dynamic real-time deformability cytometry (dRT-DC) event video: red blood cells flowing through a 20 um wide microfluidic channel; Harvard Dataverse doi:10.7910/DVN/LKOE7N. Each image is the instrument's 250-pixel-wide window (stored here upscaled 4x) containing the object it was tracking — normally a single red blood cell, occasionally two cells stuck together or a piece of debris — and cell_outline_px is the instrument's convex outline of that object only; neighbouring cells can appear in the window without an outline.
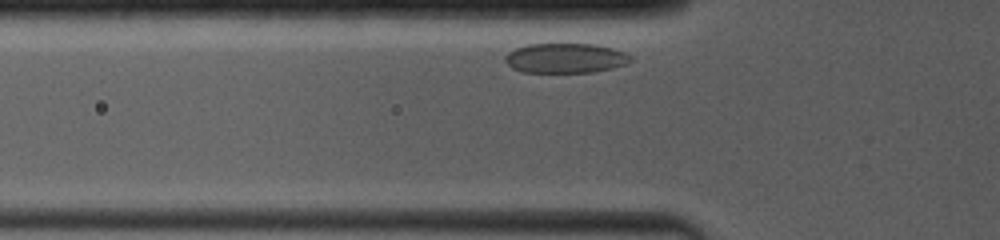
{"species": "common noctule bat (a hibernating species)", "species_latin": "Nyctalus noctula", "temperature_condition": "room temperature", "stored_images_in_passage": 29, "camera_frame_rate_fps": 4000, "um_per_image_px": 0.085, "animal": {"sex": "female", "body_mass_g": 19.0, "forearm_length_mm": 53.3}, "frame": {"image": 1, "passage_image": 2, "time_ms": 0.5, "image_size_px": [1000, 240], "cell_outline_px": [[632, 60], [628, 64], [612, 68], [592, 72], [524, 72], [512, 68], [504, 60], [504, 56], [508, 52], [516, 48], [528, 44], [596, 44], [612, 48], [624, 52], [632, 56]], "centroid_in_image_um": [48.08, 4.94], "position_along_channel_um": 77.7, "area_um2": 21.85}}
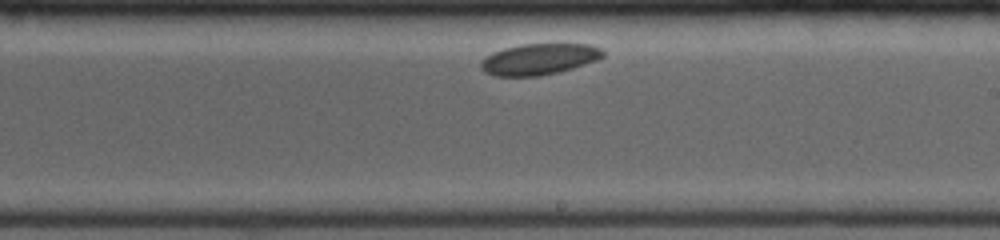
{"frame": {"image": 2, "passage_image": 16, "time_ms": 5.25, "image_size_px": [1000, 240], "cell_outline_px": [[604, 56], [596, 60], [572, 68], [540, 76], [492, 76], [484, 72], [480, 68], [480, 64], [492, 52], [504, 48], [520, 44], [588, 44], [600, 48], [604, 52]], "centroid_in_image_um": [45.79, 5.03], "position_along_channel_um": 243.2, "area_um2": 22.02}}
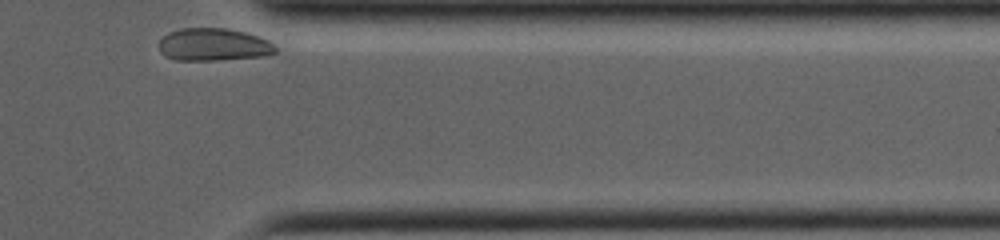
{"frame": {"image": 3, "passage_image": 29, "time_ms": 9.5, "image_size_px": [1000, 240], "cell_outline_px": [[276, 52], [264, 56], [216, 60], [176, 60], [164, 56], [160, 52], [160, 40], [168, 32], [180, 28], [224, 28], [244, 32], [268, 40], [276, 48]], "centroid_in_image_um": [18.11, 3.79], "position_along_channel_um": 393.3, "area_um2": 22.02}, "authors_computed_cell_mechanics": {"area_um2": 22.7732, "velocity_mm_per_s": 3.4972, "shape_relaxation_time_tau1_ms": 1.2951, "shape_relaxation_time_tau2_ms": null, "deformation_change_tau1": 0.0533, "deformation_change_tau2": null}}